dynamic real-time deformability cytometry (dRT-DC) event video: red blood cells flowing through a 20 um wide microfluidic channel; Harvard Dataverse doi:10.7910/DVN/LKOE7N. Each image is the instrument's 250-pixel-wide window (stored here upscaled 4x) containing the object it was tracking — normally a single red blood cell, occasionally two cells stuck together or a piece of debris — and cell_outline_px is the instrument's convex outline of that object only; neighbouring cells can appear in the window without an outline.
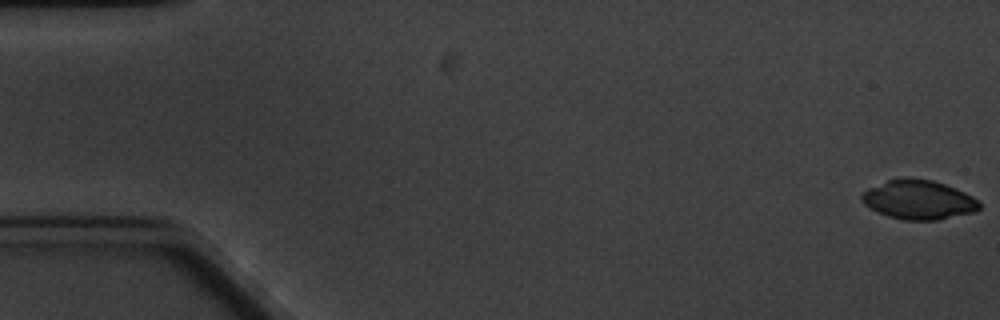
{"species": "common noctule bat (a hibernating species)", "species_latin": "Nyctalus noctula", "temperature_condition": "cold", "stored_images_in_passage": 6, "camera_frame_rate_fps": 3000, "um_per_image_px": 0.085, "animal": {"sex": "male", "body_mass_g": 20.1, "forearm_length_mm": 53.5}, "frame": {"image": 1, "passage_image": 1, "time_ms": 0.0, "image_size_px": [1000, 320], "cell_outline_px": [[980, 208], [976, 212], [940, 220], [904, 220], [888, 216], [876, 212], [864, 204], [860, 200], [860, 196], [868, 188], [888, 180], [904, 176], [932, 180], [956, 188], [980, 200]], "centroid_in_image_um": [78.09, 16.98], "position_along_channel_um": 6.9, "area_um2": 27.28}}
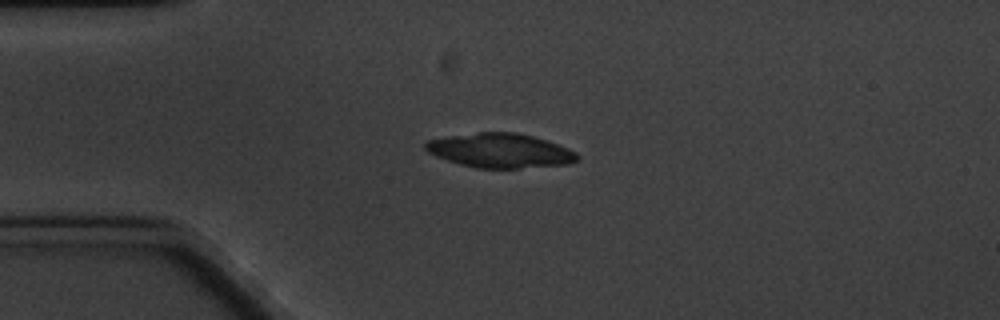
{"frame": {"image": 2, "passage_image": 5, "time_ms": 4.667, "image_size_px": [1000, 320], "cell_outline_px": [[580, 160], [568, 164], [520, 168], [476, 168], [460, 164], [436, 156], [428, 152], [424, 148], [424, 144], [428, 140], [476, 132], [516, 132], [532, 136], [568, 148], [576, 152], [580, 156]], "centroid_in_image_um": [42.53, 12.8], "position_along_channel_um": 42.5, "area_um2": 30.23}}